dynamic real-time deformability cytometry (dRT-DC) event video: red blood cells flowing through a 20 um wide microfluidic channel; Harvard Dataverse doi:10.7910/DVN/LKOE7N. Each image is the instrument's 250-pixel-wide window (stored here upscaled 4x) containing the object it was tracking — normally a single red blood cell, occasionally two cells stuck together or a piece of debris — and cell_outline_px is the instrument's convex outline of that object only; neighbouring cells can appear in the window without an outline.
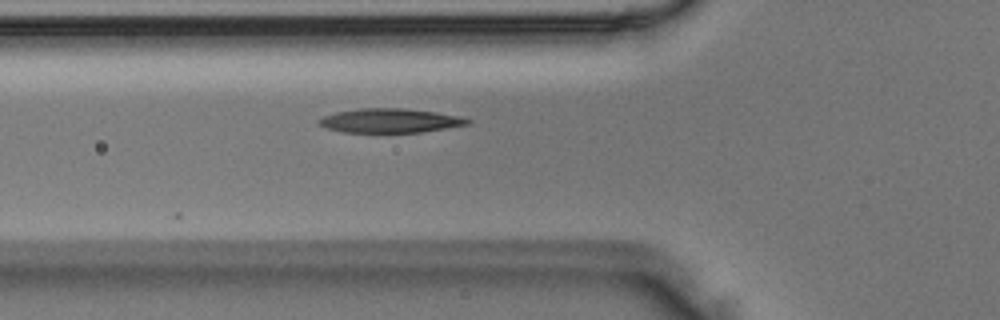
{"species": "Egyptian fruit bat (a non-hibernating species)", "species_latin": "Rousettus aegyptiacus", "temperature_condition": "room temperature", "stored_images_in_passage": 15, "camera_frame_rate_fps": 3000, "um_per_image_px": 0.085, "animal": {"sex": "male"}, "frame": {"image": 1, "passage_image": 4, "time_ms": 1.0, "image_size_px": [1000, 320], "cell_outline_px": [[472, 120], [468, 124], [424, 132], [344, 132], [328, 128], [320, 124], [316, 120], [324, 116], [336, 112], [360, 108], [400, 108], [436, 112], [460, 116]], "centroid_in_image_um": [33.17, 10.25], "position_along_channel_um": 92.6, "area_um2": 20.75}}
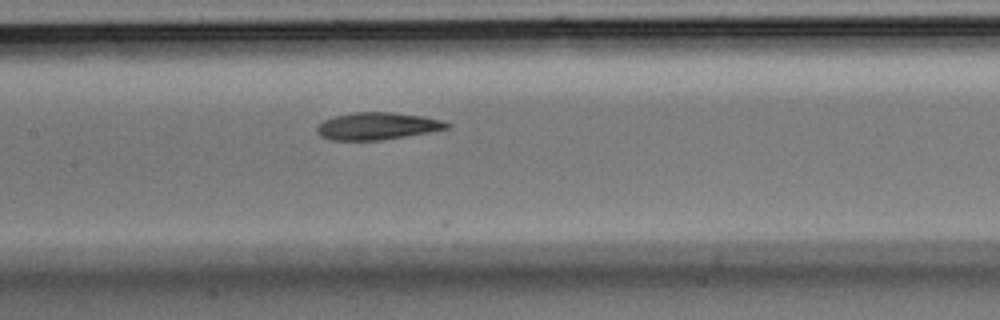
{"frame": {"image": 2, "passage_image": 10, "time_ms": 3.0, "image_size_px": [1000, 320], "cell_outline_px": [[452, 128], [380, 140], [332, 140], [320, 136], [316, 132], [316, 128], [324, 120], [332, 116], [352, 112], [392, 112], [424, 116], [440, 120], [452, 124]], "centroid_in_image_um": [32.07, 10.7], "position_along_channel_um": 175.3, "area_um2": 20.69}}
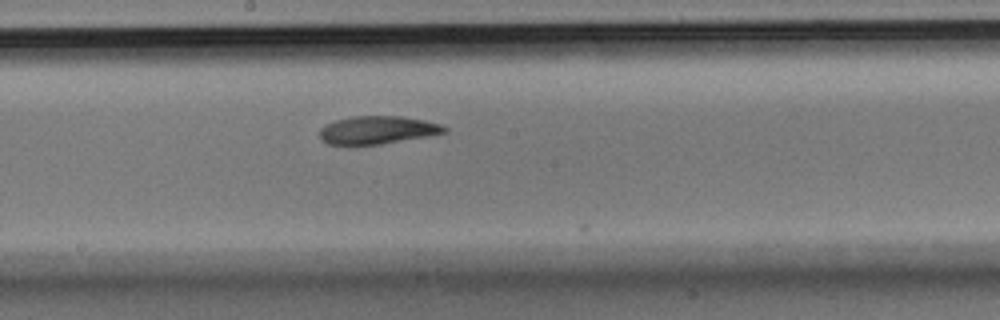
{"frame": {"image": 3, "passage_image": 13, "time_ms": 4.0, "image_size_px": [1000, 320], "cell_outline_px": [[448, 132], [380, 144], [328, 144], [320, 140], [320, 128], [336, 120], [352, 116], [400, 116], [424, 120], [440, 124], [448, 128]], "centroid_in_image_um": [32.08, 11.04], "position_along_channel_um": 216.1, "area_um2": 20.06}}